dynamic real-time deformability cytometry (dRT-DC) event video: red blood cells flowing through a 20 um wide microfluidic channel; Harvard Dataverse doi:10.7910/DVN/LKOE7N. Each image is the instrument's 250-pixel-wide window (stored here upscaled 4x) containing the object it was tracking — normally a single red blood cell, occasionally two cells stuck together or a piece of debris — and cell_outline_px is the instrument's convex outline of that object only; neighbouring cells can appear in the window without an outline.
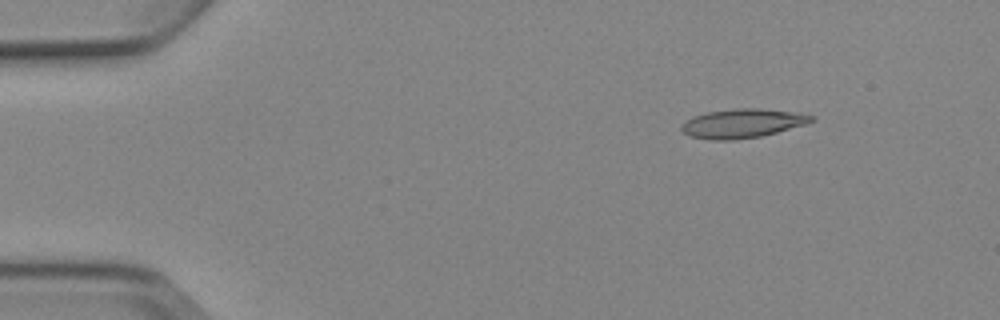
{"species": "Egyptian fruit bat (a non-hibernating species)", "species_latin": "Rousettus aegyptiacus", "temperature_condition": "cold", "stored_images_in_passage": 4, "segment_of_instrument_passage": [2, 2], "camera_frame_rate_fps": 3000, "um_per_image_px": 0.085, "animal": {"sex": "female"}, "frame": {"image": 1, "passage_image": 4, "time_ms": 4.333, "image_size_px": [1000, 320], "cell_outline_px": [[816, 116], [808, 124], [760, 136], [732, 140], [712, 140], [688, 136], [680, 128], [680, 124], [692, 116], [708, 112], [736, 108], [760, 108], [792, 112]], "centroid_in_image_um": [63.07, 10.49], "position_along_channel_um": 21.9, "area_um2": 21.96}}